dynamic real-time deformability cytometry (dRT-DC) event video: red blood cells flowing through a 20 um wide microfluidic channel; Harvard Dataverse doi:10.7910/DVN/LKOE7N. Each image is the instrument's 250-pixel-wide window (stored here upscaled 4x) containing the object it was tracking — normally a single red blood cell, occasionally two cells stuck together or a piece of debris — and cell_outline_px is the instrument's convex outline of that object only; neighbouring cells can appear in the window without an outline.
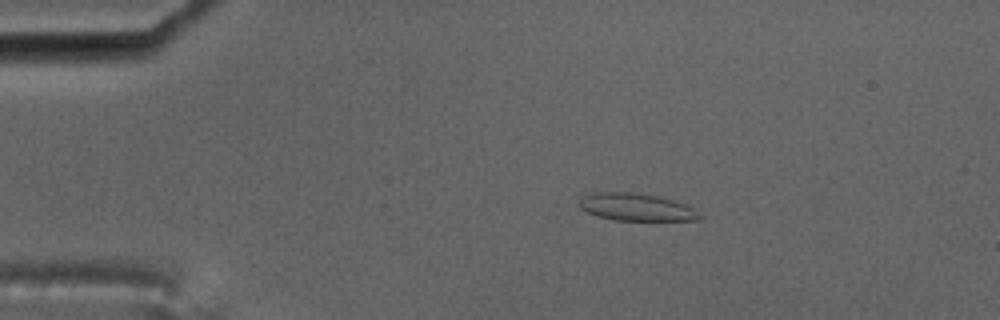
{"species": "common noctule bat (a hibernating species)", "species_latin": "Nyctalus noctula", "temperature_condition": "cold", "stored_images_in_passage": 56, "camera_frame_rate_fps": 3000, "um_per_image_px": 0.085, "animal": {"sex": "male", "body_mass_g": 17.5, "forearm_length_mm": 52.3}, "frame": {"image": 1, "passage_image": 10, "time_ms": 3.0, "image_size_px": [1000, 320], "cell_outline_px": [[704, 216], [700, 220], [616, 220], [596, 216], [580, 208], [580, 196], [588, 192], [632, 192], [660, 196], [684, 204], [692, 208]], "centroid_in_image_um": [54.06, 17.59], "position_along_channel_um": 30.9, "area_um2": 19.36}}
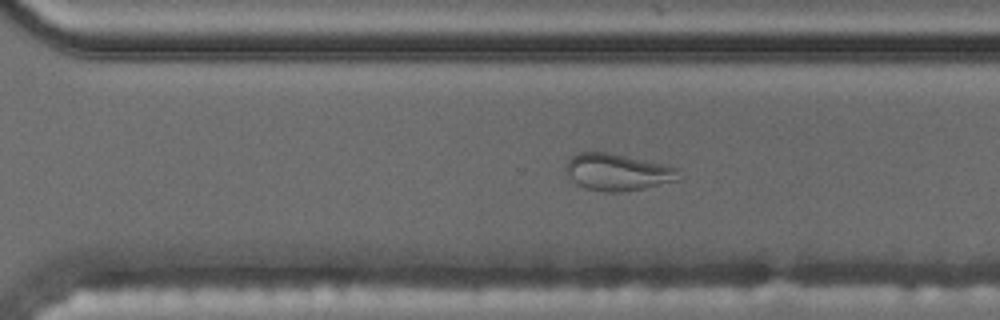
{"frame": {"image": 2, "passage_image": 39, "time_ms": 12.667, "image_size_px": [1000, 320], "cell_outline_px": [[680, 180], [644, 188], [620, 192], [604, 192], [584, 188], [576, 184], [572, 180], [564, 168], [568, 160], [572, 156], [580, 152], [608, 152], [668, 164], [680, 168]], "centroid_in_image_um": [52.54, 14.63], "position_along_channel_um": 318.1, "area_um2": 24.68}}
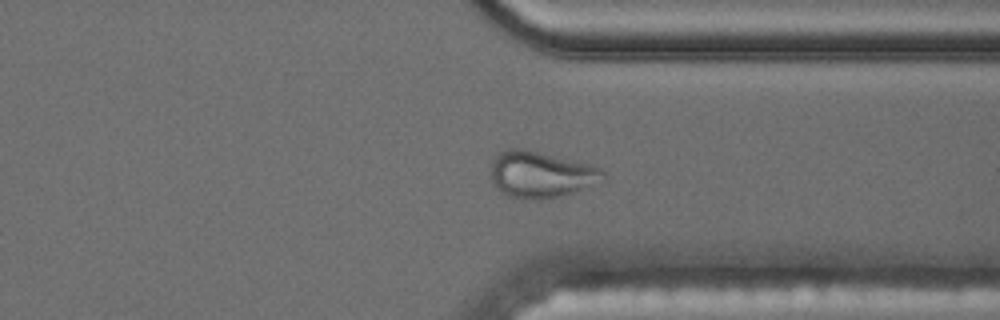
{"frame": {"image": 3, "passage_image": 43, "time_ms": 14.0, "image_size_px": [1000, 320], "cell_outline_px": [[608, 180], [576, 192], [560, 196], [540, 200], [532, 200], [508, 196], [500, 192], [496, 188], [492, 180], [492, 160], [500, 152], [508, 148], [524, 148], [592, 164], [600, 168], [604, 172]], "centroid_in_image_um": [46.03, 14.84], "position_along_channel_um": 365.4, "area_um2": 30.92}}